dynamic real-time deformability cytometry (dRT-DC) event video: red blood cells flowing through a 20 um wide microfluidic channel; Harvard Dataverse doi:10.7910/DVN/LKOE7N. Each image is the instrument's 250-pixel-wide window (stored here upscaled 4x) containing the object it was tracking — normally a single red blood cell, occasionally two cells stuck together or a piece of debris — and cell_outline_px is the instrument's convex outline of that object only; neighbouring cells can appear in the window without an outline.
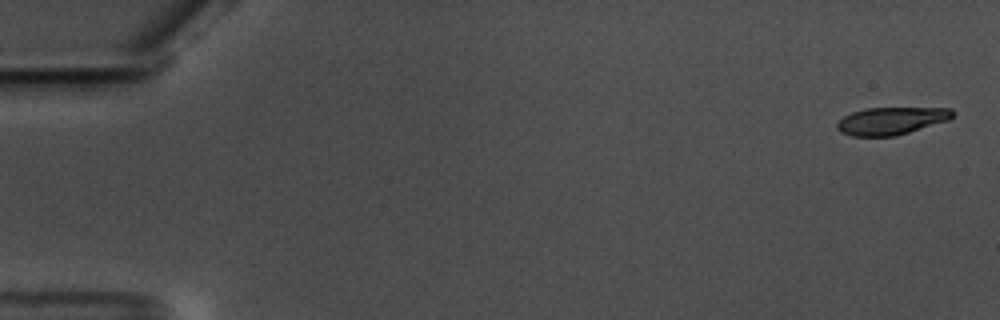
{"species": "common noctule bat (a hibernating species)", "species_latin": "Nyctalus noctula", "temperature_condition": "warm", "stored_images_in_passage": 58, "camera_frame_rate_fps": 3000, "um_per_image_px": 0.085, "animal": {"sex": "male", "body_mass_g": 17.5, "forearm_length_mm": 52.3}, "frame": {"image": 1, "passage_image": 2, "time_ms": 0.333, "image_size_px": [1000, 320], "cell_outline_px": [[952, 116], [948, 120], [896, 136], [852, 136], [840, 132], [836, 128], [836, 124], [844, 116], [852, 112], [864, 108], [952, 108]], "centroid_in_image_um": [75.71, 10.27], "position_along_channel_um": 9.3, "area_um2": 18.38}}
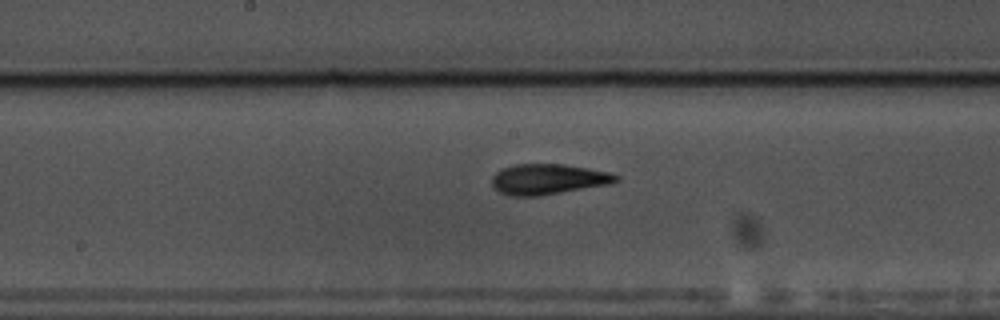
{"frame": {"image": 2, "passage_image": 31, "time_ms": 10.0, "image_size_px": [1000, 320], "cell_outline_px": [[620, 180], [612, 184], [540, 196], [512, 196], [500, 192], [492, 184], [492, 176], [496, 172], [504, 168], [516, 164], [564, 164], [612, 172], [620, 176]], "centroid_in_image_um": [46.66, 15.23], "position_along_channel_um": 201.5, "area_um2": 22.25}}
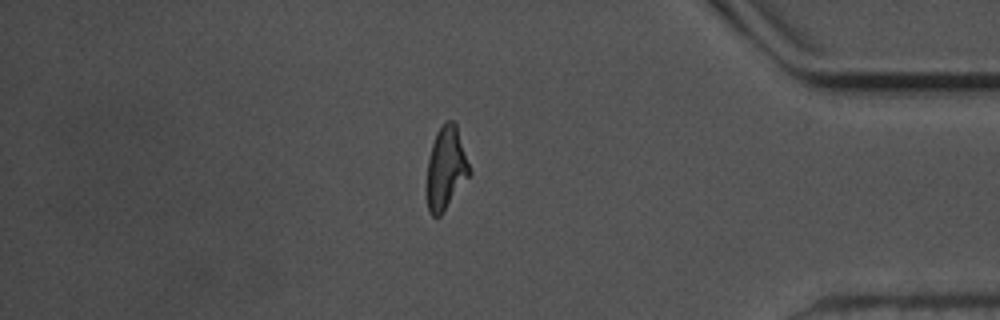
{"frame": {"image": 3, "passage_image": 50, "time_ms": 16.333, "image_size_px": [1000, 320], "cell_outline_px": [[472, 172], [440, 216], [432, 216], [428, 212], [428, 160], [432, 144], [436, 132], [444, 120], [452, 120], [456, 124]], "centroid_in_image_um": [37.92, 14.26], "position_along_channel_um": 397.3, "area_um2": 20.29}, "authors_computed_cell_mechanics": {"area_um2": 20.7502, "velocity_mm_per_s": 3.5517, "shape_relaxation_time_tau1_ms": 3.7961, "shape_relaxation_time_tau2_ms": 2.288, "deformation_change_tau1": 0.1761, "deformation_change_tau2": 0.0973}}